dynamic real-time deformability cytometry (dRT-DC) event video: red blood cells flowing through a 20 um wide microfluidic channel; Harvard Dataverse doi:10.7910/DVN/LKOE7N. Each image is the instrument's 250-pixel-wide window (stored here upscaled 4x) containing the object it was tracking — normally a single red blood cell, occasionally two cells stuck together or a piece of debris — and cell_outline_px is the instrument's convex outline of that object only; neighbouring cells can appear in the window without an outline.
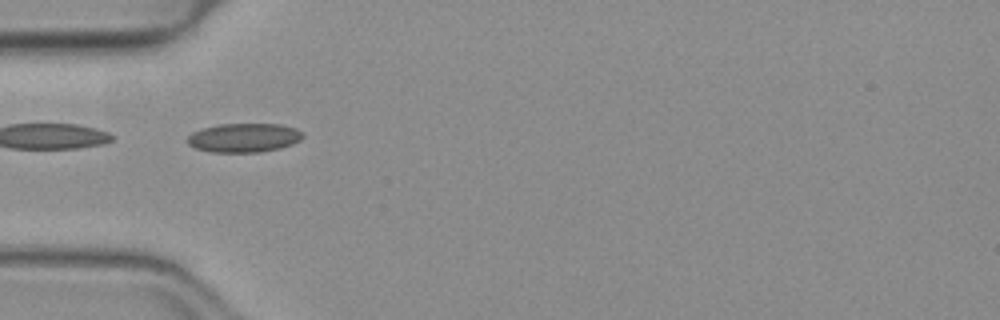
{"species": "common noctule bat (a hibernating species)", "species_latin": "Nyctalus noctula", "temperature_condition": "warm", "stored_images_in_passage": 4, "camera_frame_rate_fps": 3000, "um_per_image_px": 0.085, "animal": {"sex": "female", "body_mass_g": 19.3, "forearm_length_mm": 54.1}, "frame": {"image": 1, "passage_image": 1, "time_ms": 0.0, "image_size_px": [1000, 320], "cell_outline_px": [[304, 136], [300, 140], [292, 144], [280, 148], [260, 152], [212, 152], [196, 148], [188, 144], [188, 136], [192, 132], [204, 128], [220, 124], [280, 124], [296, 128], [304, 132]], "centroid_in_image_um": [20.78, 11.7], "position_along_channel_um": 64.2, "area_um2": 19.48}}